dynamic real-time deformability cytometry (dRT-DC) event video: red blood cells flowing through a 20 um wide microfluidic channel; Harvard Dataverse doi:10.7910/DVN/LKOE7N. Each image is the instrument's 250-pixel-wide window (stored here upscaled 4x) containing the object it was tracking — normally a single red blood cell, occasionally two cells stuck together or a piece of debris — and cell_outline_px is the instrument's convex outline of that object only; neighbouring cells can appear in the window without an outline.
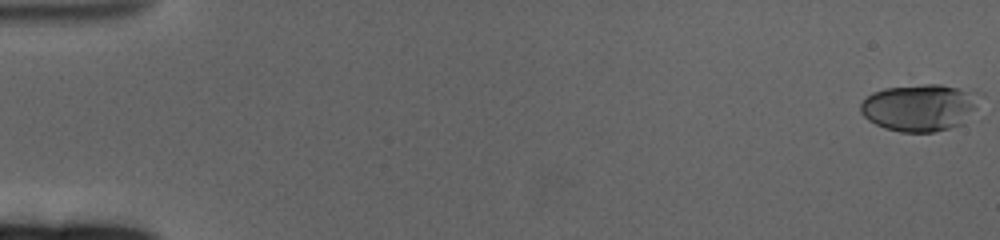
{"species": "human", "species_latin": "Homo sapiens", "temperature_condition": "cold", "stored_images_in_passage": 63, "camera_frame_rate_fps": 3000, "um_per_image_px": 0.085, "donor": {"sex": "female"}, "frame": {"image": 1, "passage_image": 1, "time_ms": 0.0, "image_size_px": [1000, 240], "cell_outline_px": [[984, 96], [980, 120], [936, 132], [900, 132], [884, 128], [868, 120], [860, 112], [860, 104], [872, 92], [884, 88], [924, 84], [940, 84], [984, 92]], "centroid_in_image_um": [78.44, 9.15], "position_along_channel_um": 6.6, "area_um2": 34.74}}
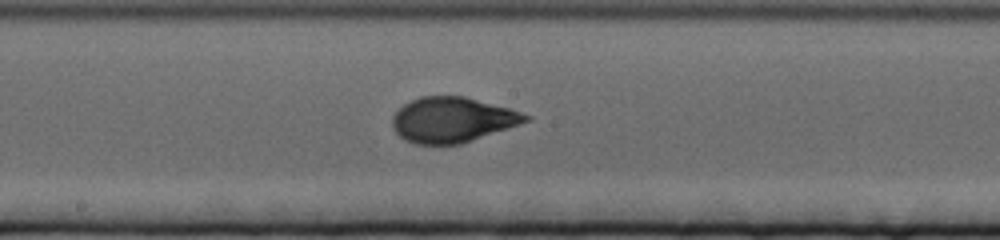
{"frame": {"image": 2, "passage_image": 35, "time_ms": 11.333, "image_size_px": [1000, 240], "cell_outline_px": [[532, 120], [460, 144], [416, 144], [404, 140], [392, 128], [392, 116], [404, 104], [420, 96], [464, 96], [508, 108], [532, 116]], "centroid_in_image_um": [38.44, 10.18], "position_along_channel_um": 209.8, "area_um2": 34.91}}
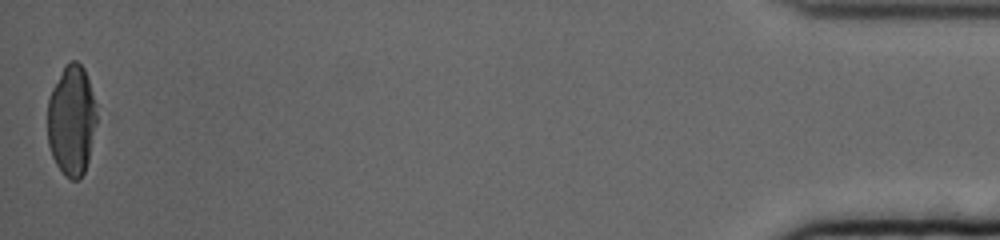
{"frame": {"image": 3, "passage_image": 63, "time_ms": 20.667, "image_size_px": [1000, 240], "cell_outline_px": [[96, 124], [88, 160], [84, 172], [80, 180], [72, 180], [64, 176], [56, 164], [52, 156], [48, 144], [48, 100], [52, 88], [64, 64], [68, 60], [76, 60], [84, 68], [96, 104]], "centroid_in_image_um": [6.07, 10.22], "position_along_channel_um": 429.1, "area_um2": 31.85}, "authors_computed_cell_mechanics": {"area_um2": 33.524, "velocity_mm_per_s": 3.2739, "shape_relaxation_time_tau1_ms": 5.7229, "shape_relaxation_time_tau2_ms": 0.8821, "deformation_change_tau1": 0.1926, "deformation_change_tau2": 0.0613}}